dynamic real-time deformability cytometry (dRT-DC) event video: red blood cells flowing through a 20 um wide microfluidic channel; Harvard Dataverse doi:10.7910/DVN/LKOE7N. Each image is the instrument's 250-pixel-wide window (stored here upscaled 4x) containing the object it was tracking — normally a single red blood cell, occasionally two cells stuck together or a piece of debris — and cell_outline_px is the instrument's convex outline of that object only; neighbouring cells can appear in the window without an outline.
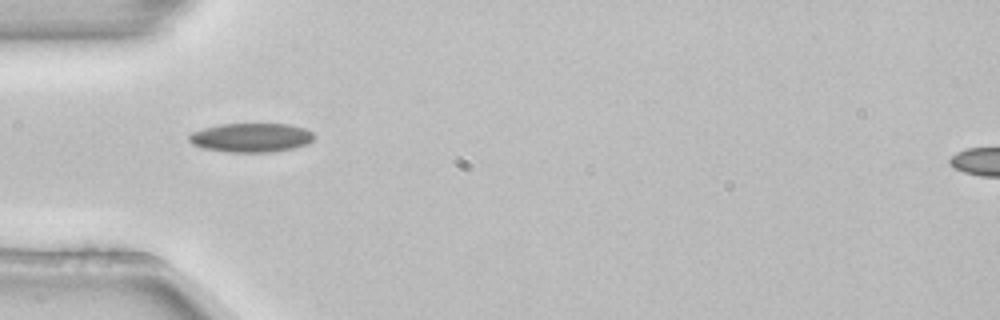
{"species": "common noctule bat (a hibernating species)", "species_latin": "Nyctalus noctula", "temperature_condition": "room temperature", "stored_images_in_passage": 2, "camera_frame_rate_fps": 3000, "um_per_image_px": 0.085, "animal": {"sex": "female", "body_mass_g": 22.7, "forearm_length_mm": 54.2}, "frame": {"image": 1, "passage_image": 1, "time_ms": 0.0, "image_size_px": [1000, 320], "cell_outline_px": [[316, 136], [308, 144], [296, 148], [268, 152], [228, 152], [204, 148], [192, 144], [188, 140], [188, 136], [192, 132], [204, 128], [220, 124], [288, 124], [304, 128], [312, 132]], "centroid_in_image_um": [21.36, 11.7], "position_along_channel_um": 63.6, "area_um2": 21.21}}